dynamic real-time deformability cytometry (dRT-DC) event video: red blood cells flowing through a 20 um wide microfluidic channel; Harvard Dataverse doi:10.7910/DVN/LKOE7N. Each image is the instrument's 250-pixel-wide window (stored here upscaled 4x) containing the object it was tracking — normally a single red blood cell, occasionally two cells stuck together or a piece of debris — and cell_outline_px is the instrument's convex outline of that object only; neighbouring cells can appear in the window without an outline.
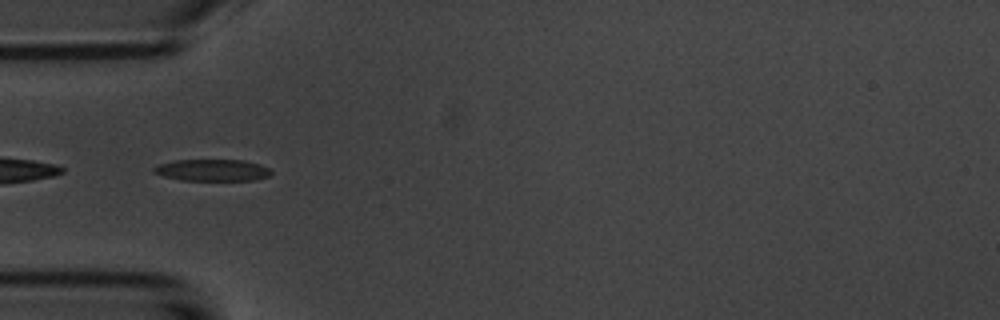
{"species": "common noctule bat (a hibernating species)", "species_latin": "Nyctalus noctula", "temperature_condition": "room temperature", "stored_images_in_passage": 5, "camera_frame_rate_fps": 3000, "um_per_image_px": 0.085, "animal": {"sex": "male", "body_mass_g": 20.1, "forearm_length_mm": 53.5}, "frame": {"image": 1, "passage_image": 4, "time_ms": 3.667, "image_size_px": [1000, 320], "cell_outline_px": [[272, 172], [268, 176], [256, 180], [180, 180], [164, 176], [152, 172], [152, 168], [160, 164], [172, 160], [244, 160], [260, 164], [268, 168]], "centroid_in_image_um": [18.03, 14.46], "position_along_channel_um": 67.0, "area_um2": 14.85}}